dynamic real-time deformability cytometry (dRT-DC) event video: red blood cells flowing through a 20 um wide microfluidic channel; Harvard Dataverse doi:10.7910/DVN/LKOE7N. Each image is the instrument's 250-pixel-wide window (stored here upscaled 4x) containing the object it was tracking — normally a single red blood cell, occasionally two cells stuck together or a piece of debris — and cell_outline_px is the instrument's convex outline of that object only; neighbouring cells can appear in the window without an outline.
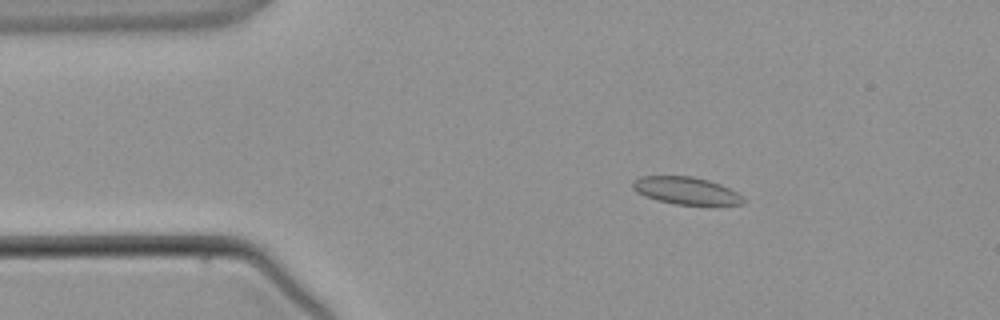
{"species": "common noctule bat (a hibernating species)", "species_latin": "Nyctalus noctula", "temperature_condition": "warm", "stored_images_in_passage": 4, "camera_frame_rate_fps": 3000, "um_per_image_px": 0.085, "animal": {"sex": "male", "body_mass_g": 21.5, "forearm_length_mm": 52.0}, "frame": {"image": 1, "passage_image": 2, "time_ms": 1.333, "image_size_px": [1000, 320], "cell_outline_px": [[744, 204], [716, 208], [708, 208], [676, 204], [656, 200], [644, 196], [636, 192], [632, 188], [632, 180], [640, 176], [692, 176], [708, 180], [720, 184], [736, 192], [744, 200]], "centroid_in_image_um": [58.36, 16.26], "position_along_channel_um": 26.6, "area_um2": 18.55}}